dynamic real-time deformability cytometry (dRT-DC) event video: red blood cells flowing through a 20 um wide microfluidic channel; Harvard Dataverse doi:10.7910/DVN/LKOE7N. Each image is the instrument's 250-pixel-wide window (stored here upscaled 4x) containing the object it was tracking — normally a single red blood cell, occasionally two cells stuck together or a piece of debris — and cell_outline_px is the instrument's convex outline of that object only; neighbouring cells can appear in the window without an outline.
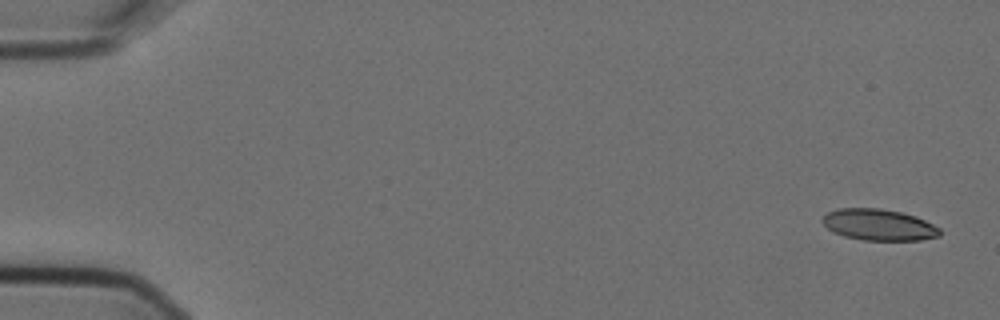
{"species": "Egyptian fruit bat (a non-hibernating species)", "species_latin": "Rousettus aegyptiacus", "temperature_condition": "cold", "stored_images_in_passage": 8, "camera_frame_rate_fps": 3000, "um_per_image_px": 0.085, "animal": {"sex": "female"}, "frame": {"image": 1, "passage_image": 1, "time_ms": 0.0, "image_size_px": [1000, 320], "cell_outline_px": [[940, 236], [920, 240], [864, 240], [844, 236], [832, 232], [820, 220], [828, 212], [840, 208], [880, 208], [900, 212], [916, 216], [940, 228]], "centroid_in_image_um": [74.69, 19.1], "position_along_channel_um": 10.3, "area_um2": 21.39}}
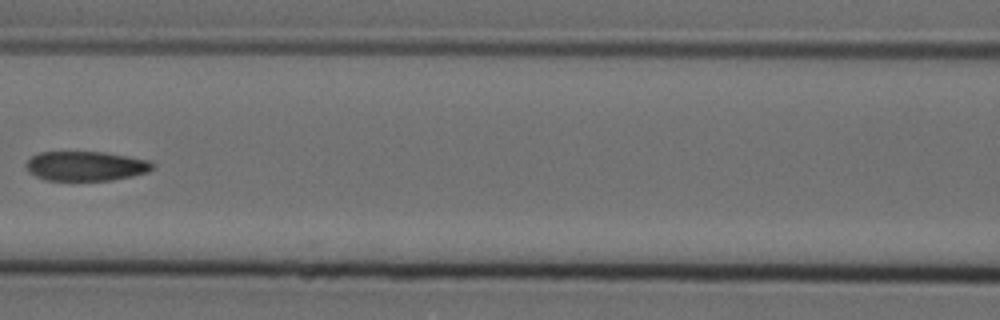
{"frame": {"image": 2, "passage_image": 7, "time_ms": 2.0, "image_size_px": [1000, 320], "cell_outline_px": [[156, 164], [148, 172], [132, 176], [112, 180], [44, 180], [28, 172], [24, 164], [32, 156], [40, 152], [104, 152], [128, 156], [148, 160]], "centroid_in_image_um": [7.28, 14.11], "position_along_channel_um": 159.3, "area_um2": 21.85}}